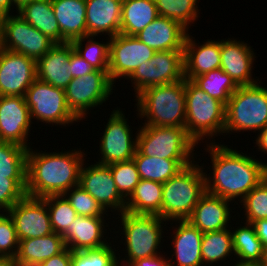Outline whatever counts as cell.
Returning a JSON list of instances; mask_svg holds the SVG:
<instances>
[{"label":"cell","instance_id":"obj_1","mask_svg":"<svg viewBox=\"0 0 267 266\" xmlns=\"http://www.w3.org/2000/svg\"><path fill=\"white\" fill-rule=\"evenodd\" d=\"M209 141L204 149L210 154L213 172L207 175L204 171L206 192L232 202L236 198L241 201L267 177V163L215 140Z\"/></svg>","mask_w":267,"mask_h":266},{"label":"cell","instance_id":"obj_2","mask_svg":"<svg viewBox=\"0 0 267 266\" xmlns=\"http://www.w3.org/2000/svg\"><path fill=\"white\" fill-rule=\"evenodd\" d=\"M27 150L26 195L44 198L63 195L79 185L80 169L87 155L79 150L43 152Z\"/></svg>","mask_w":267,"mask_h":266},{"label":"cell","instance_id":"obj_3","mask_svg":"<svg viewBox=\"0 0 267 266\" xmlns=\"http://www.w3.org/2000/svg\"><path fill=\"white\" fill-rule=\"evenodd\" d=\"M138 118L143 125L185 128V79L145 88L136 95Z\"/></svg>","mask_w":267,"mask_h":266},{"label":"cell","instance_id":"obj_4","mask_svg":"<svg viewBox=\"0 0 267 266\" xmlns=\"http://www.w3.org/2000/svg\"><path fill=\"white\" fill-rule=\"evenodd\" d=\"M193 162L162 184V219L187 220L206 192L204 164Z\"/></svg>","mask_w":267,"mask_h":266},{"label":"cell","instance_id":"obj_5","mask_svg":"<svg viewBox=\"0 0 267 266\" xmlns=\"http://www.w3.org/2000/svg\"><path fill=\"white\" fill-rule=\"evenodd\" d=\"M120 216V217H119ZM120 218L122 224L120 226V236L122 235V244L126 247L125 258L121 259L119 253V265L122 266L129 262L139 259L155 257L161 255L159 249L164 235L163 224L167 223L158 215L134 214L127 211L118 214L116 219ZM122 230V231H121ZM124 238V239H123Z\"/></svg>","mask_w":267,"mask_h":266},{"label":"cell","instance_id":"obj_6","mask_svg":"<svg viewBox=\"0 0 267 266\" xmlns=\"http://www.w3.org/2000/svg\"><path fill=\"white\" fill-rule=\"evenodd\" d=\"M185 98V129L198 145L201 141L204 142L205 138L214 139L215 136L224 133L226 106L221 101L209 96L187 79Z\"/></svg>","mask_w":267,"mask_h":266},{"label":"cell","instance_id":"obj_7","mask_svg":"<svg viewBox=\"0 0 267 266\" xmlns=\"http://www.w3.org/2000/svg\"><path fill=\"white\" fill-rule=\"evenodd\" d=\"M259 84L239 86L228 100L226 135L248 130L256 133L267 126V88Z\"/></svg>","mask_w":267,"mask_h":266},{"label":"cell","instance_id":"obj_8","mask_svg":"<svg viewBox=\"0 0 267 266\" xmlns=\"http://www.w3.org/2000/svg\"><path fill=\"white\" fill-rule=\"evenodd\" d=\"M135 137L137 150L142 155L170 160H194L198 145L185 128L165 126H139Z\"/></svg>","mask_w":267,"mask_h":266},{"label":"cell","instance_id":"obj_9","mask_svg":"<svg viewBox=\"0 0 267 266\" xmlns=\"http://www.w3.org/2000/svg\"><path fill=\"white\" fill-rule=\"evenodd\" d=\"M25 100L31 119L53 125L69 126L80 120L70 111L65 90L36 79L27 89ZM57 124V125H56ZM67 125V126H66Z\"/></svg>","mask_w":267,"mask_h":266},{"label":"cell","instance_id":"obj_10","mask_svg":"<svg viewBox=\"0 0 267 266\" xmlns=\"http://www.w3.org/2000/svg\"><path fill=\"white\" fill-rule=\"evenodd\" d=\"M1 17L0 48L24 54L37 61L56 43L18 13Z\"/></svg>","mask_w":267,"mask_h":266},{"label":"cell","instance_id":"obj_11","mask_svg":"<svg viewBox=\"0 0 267 266\" xmlns=\"http://www.w3.org/2000/svg\"><path fill=\"white\" fill-rule=\"evenodd\" d=\"M114 83L108 71L94 70L89 74L72 78L67 85L65 96L70 111L81 121L86 119L89 110L99 107L113 93ZM112 92V93H111ZM86 116V117H85Z\"/></svg>","mask_w":267,"mask_h":266},{"label":"cell","instance_id":"obj_12","mask_svg":"<svg viewBox=\"0 0 267 266\" xmlns=\"http://www.w3.org/2000/svg\"><path fill=\"white\" fill-rule=\"evenodd\" d=\"M185 79L183 50L155 52L153 57L141 64L128 78L135 96L145 88L167 85Z\"/></svg>","mask_w":267,"mask_h":266},{"label":"cell","instance_id":"obj_13","mask_svg":"<svg viewBox=\"0 0 267 266\" xmlns=\"http://www.w3.org/2000/svg\"><path fill=\"white\" fill-rule=\"evenodd\" d=\"M111 112L99 142L101 159L96 163L102 165L131 160L137 149V139L133 138V131L124 112L118 107Z\"/></svg>","mask_w":267,"mask_h":266},{"label":"cell","instance_id":"obj_14","mask_svg":"<svg viewBox=\"0 0 267 266\" xmlns=\"http://www.w3.org/2000/svg\"><path fill=\"white\" fill-rule=\"evenodd\" d=\"M109 77L113 83L128 78L141 64L148 62L155 51L135 36L117 34L110 38Z\"/></svg>","mask_w":267,"mask_h":266},{"label":"cell","instance_id":"obj_15","mask_svg":"<svg viewBox=\"0 0 267 266\" xmlns=\"http://www.w3.org/2000/svg\"><path fill=\"white\" fill-rule=\"evenodd\" d=\"M83 163L80 169L79 186L89 193L106 211H125L126 200L118 192L108 165ZM85 165V166H84Z\"/></svg>","mask_w":267,"mask_h":266},{"label":"cell","instance_id":"obj_16","mask_svg":"<svg viewBox=\"0 0 267 266\" xmlns=\"http://www.w3.org/2000/svg\"><path fill=\"white\" fill-rule=\"evenodd\" d=\"M37 79L36 61L0 48V96H22Z\"/></svg>","mask_w":267,"mask_h":266},{"label":"cell","instance_id":"obj_17","mask_svg":"<svg viewBox=\"0 0 267 266\" xmlns=\"http://www.w3.org/2000/svg\"><path fill=\"white\" fill-rule=\"evenodd\" d=\"M7 213L13 220L19 241L53 233L50 214L43 198L25 195Z\"/></svg>","mask_w":267,"mask_h":266},{"label":"cell","instance_id":"obj_18","mask_svg":"<svg viewBox=\"0 0 267 266\" xmlns=\"http://www.w3.org/2000/svg\"><path fill=\"white\" fill-rule=\"evenodd\" d=\"M32 123L25 97L0 96V141L29 149L28 136Z\"/></svg>","mask_w":267,"mask_h":266},{"label":"cell","instance_id":"obj_19","mask_svg":"<svg viewBox=\"0 0 267 266\" xmlns=\"http://www.w3.org/2000/svg\"><path fill=\"white\" fill-rule=\"evenodd\" d=\"M253 48L244 41L228 38L221 40L220 68L227 73L238 86H249L259 82L253 78L255 61Z\"/></svg>","mask_w":267,"mask_h":266},{"label":"cell","instance_id":"obj_20","mask_svg":"<svg viewBox=\"0 0 267 266\" xmlns=\"http://www.w3.org/2000/svg\"><path fill=\"white\" fill-rule=\"evenodd\" d=\"M193 39L195 38L187 33L183 49L185 79L191 81L197 76L219 69L221 65V40L208 39L201 44Z\"/></svg>","mask_w":267,"mask_h":266},{"label":"cell","instance_id":"obj_21","mask_svg":"<svg viewBox=\"0 0 267 266\" xmlns=\"http://www.w3.org/2000/svg\"><path fill=\"white\" fill-rule=\"evenodd\" d=\"M188 31L179 22L159 16L135 37L155 52L183 50Z\"/></svg>","mask_w":267,"mask_h":266},{"label":"cell","instance_id":"obj_22","mask_svg":"<svg viewBox=\"0 0 267 266\" xmlns=\"http://www.w3.org/2000/svg\"><path fill=\"white\" fill-rule=\"evenodd\" d=\"M230 203L229 200L205 192L187 220L202 233L230 228Z\"/></svg>","mask_w":267,"mask_h":266},{"label":"cell","instance_id":"obj_23","mask_svg":"<svg viewBox=\"0 0 267 266\" xmlns=\"http://www.w3.org/2000/svg\"><path fill=\"white\" fill-rule=\"evenodd\" d=\"M177 227L171 234L173 254L169 259V266H203L201 243L203 233L193 226L188 220H174ZM174 259V261H173ZM176 260V262H175ZM176 263V265H175Z\"/></svg>","mask_w":267,"mask_h":266},{"label":"cell","instance_id":"obj_24","mask_svg":"<svg viewBox=\"0 0 267 266\" xmlns=\"http://www.w3.org/2000/svg\"><path fill=\"white\" fill-rule=\"evenodd\" d=\"M107 224L105 217L77 216L61 236L71 251L99 248L109 244L104 238Z\"/></svg>","mask_w":267,"mask_h":266},{"label":"cell","instance_id":"obj_25","mask_svg":"<svg viewBox=\"0 0 267 266\" xmlns=\"http://www.w3.org/2000/svg\"><path fill=\"white\" fill-rule=\"evenodd\" d=\"M123 0H86L87 36L120 34ZM102 33V34H101Z\"/></svg>","mask_w":267,"mask_h":266},{"label":"cell","instance_id":"obj_26","mask_svg":"<svg viewBox=\"0 0 267 266\" xmlns=\"http://www.w3.org/2000/svg\"><path fill=\"white\" fill-rule=\"evenodd\" d=\"M71 42L56 43L45 55L36 61L37 79L54 87L65 89L71 82Z\"/></svg>","mask_w":267,"mask_h":266},{"label":"cell","instance_id":"obj_27","mask_svg":"<svg viewBox=\"0 0 267 266\" xmlns=\"http://www.w3.org/2000/svg\"><path fill=\"white\" fill-rule=\"evenodd\" d=\"M60 27L61 43L87 36L86 0H51Z\"/></svg>","mask_w":267,"mask_h":266},{"label":"cell","instance_id":"obj_28","mask_svg":"<svg viewBox=\"0 0 267 266\" xmlns=\"http://www.w3.org/2000/svg\"><path fill=\"white\" fill-rule=\"evenodd\" d=\"M66 248L64 238L55 232L42 237L24 239L19 241L14 262L16 266H39Z\"/></svg>","mask_w":267,"mask_h":266},{"label":"cell","instance_id":"obj_29","mask_svg":"<svg viewBox=\"0 0 267 266\" xmlns=\"http://www.w3.org/2000/svg\"><path fill=\"white\" fill-rule=\"evenodd\" d=\"M162 183L141 179L126 200L125 211L134 214L158 215L162 218Z\"/></svg>","mask_w":267,"mask_h":266},{"label":"cell","instance_id":"obj_30","mask_svg":"<svg viewBox=\"0 0 267 266\" xmlns=\"http://www.w3.org/2000/svg\"><path fill=\"white\" fill-rule=\"evenodd\" d=\"M17 13L55 43H61L60 27L51 0H33L24 4Z\"/></svg>","mask_w":267,"mask_h":266},{"label":"cell","instance_id":"obj_31","mask_svg":"<svg viewBox=\"0 0 267 266\" xmlns=\"http://www.w3.org/2000/svg\"><path fill=\"white\" fill-rule=\"evenodd\" d=\"M157 17L154 0H123L120 34L135 36Z\"/></svg>","mask_w":267,"mask_h":266},{"label":"cell","instance_id":"obj_32","mask_svg":"<svg viewBox=\"0 0 267 266\" xmlns=\"http://www.w3.org/2000/svg\"><path fill=\"white\" fill-rule=\"evenodd\" d=\"M141 179L165 183L195 160H170L142 155L137 149L133 157Z\"/></svg>","mask_w":267,"mask_h":266},{"label":"cell","instance_id":"obj_33","mask_svg":"<svg viewBox=\"0 0 267 266\" xmlns=\"http://www.w3.org/2000/svg\"><path fill=\"white\" fill-rule=\"evenodd\" d=\"M244 226L231 228L234 256L237 261L260 263L263 254V245L256 235L255 228L250 223Z\"/></svg>","mask_w":267,"mask_h":266},{"label":"cell","instance_id":"obj_34","mask_svg":"<svg viewBox=\"0 0 267 266\" xmlns=\"http://www.w3.org/2000/svg\"><path fill=\"white\" fill-rule=\"evenodd\" d=\"M201 254L203 266H210L221 260L223 262L228 260L227 257L232 259L234 250L231 229L203 233Z\"/></svg>","mask_w":267,"mask_h":266},{"label":"cell","instance_id":"obj_35","mask_svg":"<svg viewBox=\"0 0 267 266\" xmlns=\"http://www.w3.org/2000/svg\"><path fill=\"white\" fill-rule=\"evenodd\" d=\"M192 82L209 96L221 101L225 106L232 94L239 88L234 80L221 68L197 76Z\"/></svg>","mask_w":267,"mask_h":266},{"label":"cell","instance_id":"obj_36","mask_svg":"<svg viewBox=\"0 0 267 266\" xmlns=\"http://www.w3.org/2000/svg\"><path fill=\"white\" fill-rule=\"evenodd\" d=\"M27 148L0 141V176L8 179H26Z\"/></svg>","mask_w":267,"mask_h":266},{"label":"cell","instance_id":"obj_37","mask_svg":"<svg viewBox=\"0 0 267 266\" xmlns=\"http://www.w3.org/2000/svg\"><path fill=\"white\" fill-rule=\"evenodd\" d=\"M94 37V38H93ZM106 42L94 41L95 36H84L71 41L73 49L86 60L94 69L109 70L110 37ZM87 40V41H86ZM86 43H83L85 42ZM85 44L83 46V44Z\"/></svg>","mask_w":267,"mask_h":266},{"label":"cell","instance_id":"obj_38","mask_svg":"<svg viewBox=\"0 0 267 266\" xmlns=\"http://www.w3.org/2000/svg\"><path fill=\"white\" fill-rule=\"evenodd\" d=\"M159 16L179 22L187 30L199 17L198 0H154ZM190 25V26H189Z\"/></svg>","mask_w":267,"mask_h":266},{"label":"cell","instance_id":"obj_39","mask_svg":"<svg viewBox=\"0 0 267 266\" xmlns=\"http://www.w3.org/2000/svg\"><path fill=\"white\" fill-rule=\"evenodd\" d=\"M111 243L99 248L72 251L71 266H120L116 256L119 254Z\"/></svg>","mask_w":267,"mask_h":266},{"label":"cell","instance_id":"obj_40","mask_svg":"<svg viewBox=\"0 0 267 266\" xmlns=\"http://www.w3.org/2000/svg\"><path fill=\"white\" fill-rule=\"evenodd\" d=\"M50 214L53 232L62 234L78 216L64 195H51L43 198Z\"/></svg>","mask_w":267,"mask_h":266},{"label":"cell","instance_id":"obj_41","mask_svg":"<svg viewBox=\"0 0 267 266\" xmlns=\"http://www.w3.org/2000/svg\"><path fill=\"white\" fill-rule=\"evenodd\" d=\"M242 203V204H241ZM246 223L267 219V177L254 187L241 201Z\"/></svg>","mask_w":267,"mask_h":266},{"label":"cell","instance_id":"obj_42","mask_svg":"<svg viewBox=\"0 0 267 266\" xmlns=\"http://www.w3.org/2000/svg\"><path fill=\"white\" fill-rule=\"evenodd\" d=\"M111 169L116 188L127 200L141 180L133 159L108 165Z\"/></svg>","mask_w":267,"mask_h":266},{"label":"cell","instance_id":"obj_43","mask_svg":"<svg viewBox=\"0 0 267 266\" xmlns=\"http://www.w3.org/2000/svg\"><path fill=\"white\" fill-rule=\"evenodd\" d=\"M70 202L78 216L84 217H108L107 211L79 185L63 194Z\"/></svg>","mask_w":267,"mask_h":266},{"label":"cell","instance_id":"obj_44","mask_svg":"<svg viewBox=\"0 0 267 266\" xmlns=\"http://www.w3.org/2000/svg\"><path fill=\"white\" fill-rule=\"evenodd\" d=\"M25 195L26 179H8L6 176H0V212H7Z\"/></svg>","mask_w":267,"mask_h":266},{"label":"cell","instance_id":"obj_45","mask_svg":"<svg viewBox=\"0 0 267 266\" xmlns=\"http://www.w3.org/2000/svg\"><path fill=\"white\" fill-rule=\"evenodd\" d=\"M19 240L12 218L0 212V252L14 259L18 252Z\"/></svg>","mask_w":267,"mask_h":266},{"label":"cell","instance_id":"obj_46","mask_svg":"<svg viewBox=\"0 0 267 266\" xmlns=\"http://www.w3.org/2000/svg\"><path fill=\"white\" fill-rule=\"evenodd\" d=\"M70 69L68 70V75L72 78L82 77L90 72H93L95 69L78 53L73 49L71 44V56H70Z\"/></svg>","mask_w":267,"mask_h":266},{"label":"cell","instance_id":"obj_47","mask_svg":"<svg viewBox=\"0 0 267 266\" xmlns=\"http://www.w3.org/2000/svg\"><path fill=\"white\" fill-rule=\"evenodd\" d=\"M72 251L66 248L63 252L43 261L39 266H71Z\"/></svg>","mask_w":267,"mask_h":266},{"label":"cell","instance_id":"obj_48","mask_svg":"<svg viewBox=\"0 0 267 266\" xmlns=\"http://www.w3.org/2000/svg\"><path fill=\"white\" fill-rule=\"evenodd\" d=\"M161 253V255L155 257H149L144 259H139L134 262H129L128 264L122 266H169L168 259Z\"/></svg>","mask_w":267,"mask_h":266},{"label":"cell","instance_id":"obj_49","mask_svg":"<svg viewBox=\"0 0 267 266\" xmlns=\"http://www.w3.org/2000/svg\"><path fill=\"white\" fill-rule=\"evenodd\" d=\"M256 235L261 241L263 247L267 245V219L256 220L252 223Z\"/></svg>","mask_w":267,"mask_h":266},{"label":"cell","instance_id":"obj_50","mask_svg":"<svg viewBox=\"0 0 267 266\" xmlns=\"http://www.w3.org/2000/svg\"><path fill=\"white\" fill-rule=\"evenodd\" d=\"M254 142L258 146V151L267 154V126L259 131Z\"/></svg>","mask_w":267,"mask_h":266},{"label":"cell","instance_id":"obj_51","mask_svg":"<svg viewBox=\"0 0 267 266\" xmlns=\"http://www.w3.org/2000/svg\"><path fill=\"white\" fill-rule=\"evenodd\" d=\"M12 0H0V16H5L13 11Z\"/></svg>","mask_w":267,"mask_h":266},{"label":"cell","instance_id":"obj_52","mask_svg":"<svg viewBox=\"0 0 267 266\" xmlns=\"http://www.w3.org/2000/svg\"><path fill=\"white\" fill-rule=\"evenodd\" d=\"M0 266H16V265L14 259L5 256L0 258Z\"/></svg>","mask_w":267,"mask_h":266},{"label":"cell","instance_id":"obj_53","mask_svg":"<svg viewBox=\"0 0 267 266\" xmlns=\"http://www.w3.org/2000/svg\"><path fill=\"white\" fill-rule=\"evenodd\" d=\"M33 0H12L13 3V9H16V13L18 11V9H20L24 4L29 3Z\"/></svg>","mask_w":267,"mask_h":266},{"label":"cell","instance_id":"obj_54","mask_svg":"<svg viewBox=\"0 0 267 266\" xmlns=\"http://www.w3.org/2000/svg\"><path fill=\"white\" fill-rule=\"evenodd\" d=\"M261 266H267V245L263 247Z\"/></svg>","mask_w":267,"mask_h":266},{"label":"cell","instance_id":"obj_55","mask_svg":"<svg viewBox=\"0 0 267 266\" xmlns=\"http://www.w3.org/2000/svg\"><path fill=\"white\" fill-rule=\"evenodd\" d=\"M234 266H261L260 263H250V262H240V261H236V263H234Z\"/></svg>","mask_w":267,"mask_h":266},{"label":"cell","instance_id":"obj_56","mask_svg":"<svg viewBox=\"0 0 267 266\" xmlns=\"http://www.w3.org/2000/svg\"><path fill=\"white\" fill-rule=\"evenodd\" d=\"M1 17H2V16H0V31H1Z\"/></svg>","mask_w":267,"mask_h":266},{"label":"cell","instance_id":"obj_57","mask_svg":"<svg viewBox=\"0 0 267 266\" xmlns=\"http://www.w3.org/2000/svg\"><path fill=\"white\" fill-rule=\"evenodd\" d=\"M1 257H5V256L0 252V258H1Z\"/></svg>","mask_w":267,"mask_h":266}]
</instances>
